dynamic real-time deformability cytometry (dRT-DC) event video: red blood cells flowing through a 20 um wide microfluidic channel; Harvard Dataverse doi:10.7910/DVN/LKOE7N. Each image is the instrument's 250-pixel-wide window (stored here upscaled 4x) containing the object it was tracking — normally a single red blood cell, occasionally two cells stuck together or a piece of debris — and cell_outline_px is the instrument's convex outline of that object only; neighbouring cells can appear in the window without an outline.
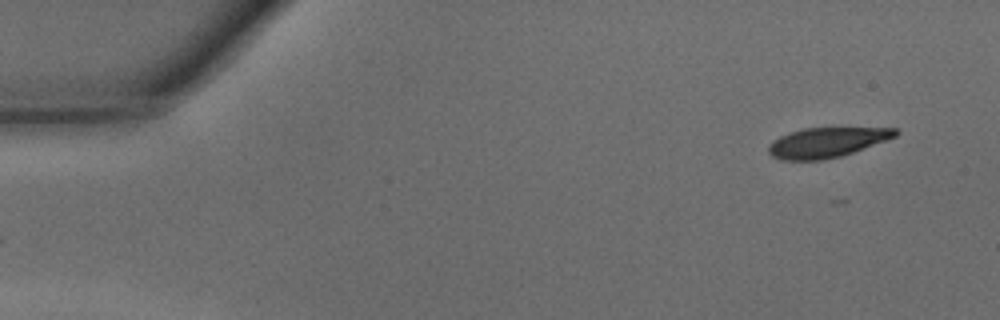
{"species": "common noctule bat (a hibernating species)", "species_latin": "Nyctalus noctula", "temperature_condition": "warm", "stored_images_in_passage": 44, "camera_frame_rate_fps": 3000, "um_per_image_px": 0.085, "animal": {"sex": "male", "body_mass_g": 15.6}, "frame": {"image": 1, "passage_image": 1, "time_ms": 0.0, "image_size_px": [1000, 320], "cell_outline_px": [[900, 132], [896, 136], [852, 152], [840, 156], [824, 160], [780, 160], [772, 156], [768, 152], [768, 144], [780, 136], [804, 128], [896, 128]], "centroid_in_image_um": [70.24, 12.11], "position_along_channel_um": 14.8, "area_um2": 21.85}}
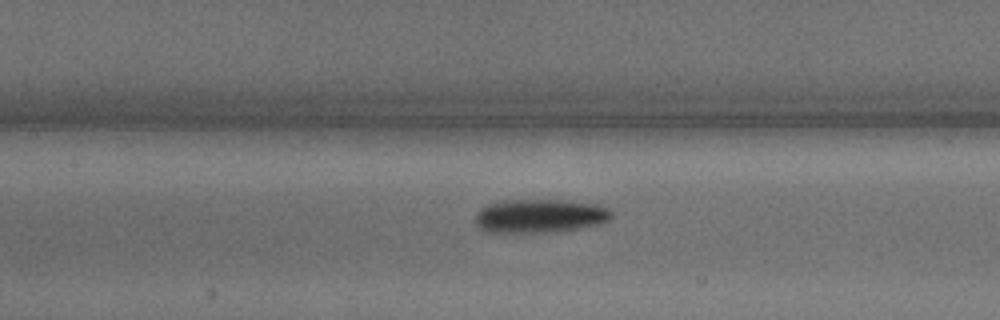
{"frame": {"image": 2, "passage_image": 19, "time_ms": 6.0, "image_size_px": [1000, 320], "cell_outline_px": [[612, 216], [608, 220], [600, 224], [580, 228], [548, 232], [484, 232], [476, 228], [476, 212], [480, 208], [488, 204], [504, 200], [560, 200], [596, 204], [608, 208], [612, 212]], "centroid_in_image_um": [45.84, 18.36], "position_along_channel_um": 161.6, "area_um2": 26.82}}
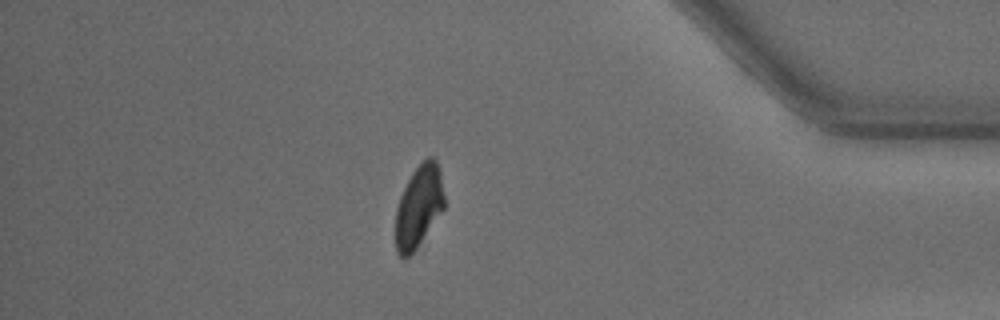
{"frame": {"image": 3, "passage_image": 38, "time_ms": 12.333, "image_size_px": [1000, 320], "cell_outline_px": [[444, 208], [416, 248], [404, 260], [396, 252], [396, 208], [400, 196], [412, 172], [428, 156], [432, 156], [436, 160], [440, 168], [444, 196]], "centroid_in_image_um": [35.6, 17.53], "position_along_channel_um": 399.6, "area_um2": 23.12}, "authors_computed_cell_mechanics": {"area_um2": 24.9985, "velocity_mm_per_s": 4.3153, "shape_relaxation_time_tau1_ms": 2.201, "shape_relaxation_time_tau2_ms": null, "deformation_change_tau1": 0.132, "deformation_change_tau2": null}}